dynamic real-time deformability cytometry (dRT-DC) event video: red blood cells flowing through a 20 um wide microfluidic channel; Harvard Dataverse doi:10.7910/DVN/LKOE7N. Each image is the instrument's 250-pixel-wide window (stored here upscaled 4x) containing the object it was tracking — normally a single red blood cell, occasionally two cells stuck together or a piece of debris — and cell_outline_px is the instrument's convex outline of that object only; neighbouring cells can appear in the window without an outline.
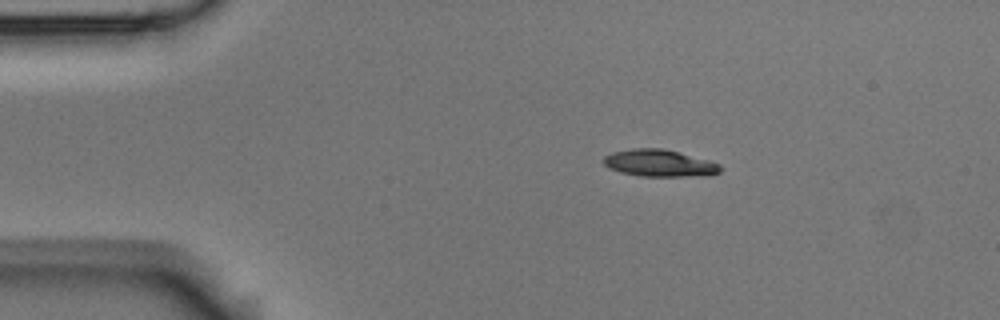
{"species": "Egyptian fruit bat (a non-hibernating species)", "species_latin": "Rousettus aegyptiacus", "temperature_condition": "room temperature", "stored_images_in_passage": 3, "camera_frame_rate_fps": 3000, "um_per_image_px": 0.085, "animal": {"sex": "male"}, "frame": {"image": 1, "passage_image": 2, "time_ms": 0.333, "image_size_px": [1000, 320], "cell_outline_px": [[720, 172], [680, 176], [644, 176], [620, 172], [608, 168], [600, 160], [604, 156], [612, 152], [632, 148], [664, 148], [708, 160], [720, 164]], "centroid_in_image_um": [55.94, 13.84], "position_along_channel_um": 29.1, "area_um2": 18.09}}